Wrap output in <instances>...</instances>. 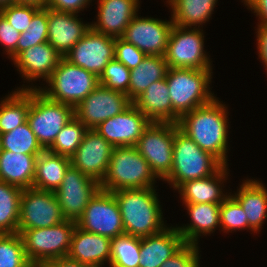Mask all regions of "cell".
<instances>
[{
	"label": "cell",
	"mask_w": 267,
	"mask_h": 267,
	"mask_svg": "<svg viewBox=\"0 0 267 267\" xmlns=\"http://www.w3.org/2000/svg\"><path fill=\"white\" fill-rule=\"evenodd\" d=\"M220 228L227 233L249 229V222L242 206L231 194L220 204Z\"/></svg>",
	"instance_id": "cell-39"
},
{
	"label": "cell",
	"mask_w": 267,
	"mask_h": 267,
	"mask_svg": "<svg viewBox=\"0 0 267 267\" xmlns=\"http://www.w3.org/2000/svg\"><path fill=\"white\" fill-rule=\"evenodd\" d=\"M64 220L55 192L33 187L22 190L18 229L51 227Z\"/></svg>",
	"instance_id": "cell-12"
},
{
	"label": "cell",
	"mask_w": 267,
	"mask_h": 267,
	"mask_svg": "<svg viewBox=\"0 0 267 267\" xmlns=\"http://www.w3.org/2000/svg\"><path fill=\"white\" fill-rule=\"evenodd\" d=\"M100 189V183L72 165L55 192L61 212L66 220L77 221L91 198Z\"/></svg>",
	"instance_id": "cell-13"
},
{
	"label": "cell",
	"mask_w": 267,
	"mask_h": 267,
	"mask_svg": "<svg viewBox=\"0 0 267 267\" xmlns=\"http://www.w3.org/2000/svg\"><path fill=\"white\" fill-rule=\"evenodd\" d=\"M63 58L99 77L115 58V38L90 28Z\"/></svg>",
	"instance_id": "cell-15"
},
{
	"label": "cell",
	"mask_w": 267,
	"mask_h": 267,
	"mask_svg": "<svg viewBox=\"0 0 267 267\" xmlns=\"http://www.w3.org/2000/svg\"><path fill=\"white\" fill-rule=\"evenodd\" d=\"M75 227V221L64 220L51 227L18 229L28 260L43 265L67 257Z\"/></svg>",
	"instance_id": "cell-7"
},
{
	"label": "cell",
	"mask_w": 267,
	"mask_h": 267,
	"mask_svg": "<svg viewBox=\"0 0 267 267\" xmlns=\"http://www.w3.org/2000/svg\"><path fill=\"white\" fill-rule=\"evenodd\" d=\"M133 102L126 93L98 85L74 108L75 117L88 129L126 110Z\"/></svg>",
	"instance_id": "cell-14"
},
{
	"label": "cell",
	"mask_w": 267,
	"mask_h": 267,
	"mask_svg": "<svg viewBox=\"0 0 267 267\" xmlns=\"http://www.w3.org/2000/svg\"><path fill=\"white\" fill-rule=\"evenodd\" d=\"M2 151V142H1V136H0V153Z\"/></svg>",
	"instance_id": "cell-52"
},
{
	"label": "cell",
	"mask_w": 267,
	"mask_h": 267,
	"mask_svg": "<svg viewBox=\"0 0 267 267\" xmlns=\"http://www.w3.org/2000/svg\"><path fill=\"white\" fill-rule=\"evenodd\" d=\"M222 165L175 124L172 170L163 181H167L176 190L184 182L213 175Z\"/></svg>",
	"instance_id": "cell-3"
},
{
	"label": "cell",
	"mask_w": 267,
	"mask_h": 267,
	"mask_svg": "<svg viewBox=\"0 0 267 267\" xmlns=\"http://www.w3.org/2000/svg\"><path fill=\"white\" fill-rule=\"evenodd\" d=\"M139 0H98L97 22L91 24L96 32L121 38L137 15Z\"/></svg>",
	"instance_id": "cell-19"
},
{
	"label": "cell",
	"mask_w": 267,
	"mask_h": 267,
	"mask_svg": "<svg viewBox=\"0 0 267 267\" xmlns=\"http://www.w3.org/2000/svg\"><path fill=\"white\" fill-rule=\"evenodd\" d=\"M244 4L256 13L260 24H267V0H245Z\"/></svg>",
	"instance_id": "cell-47"
},
{
	"label": "cell",
	"mask_w": 267,
	"mask_h": 267,
	"mask_svg": "<svg viewBox=\"0 0 267 267\" xmlns=\"http://www.w3.org/2000/svg\"><path fill=\"white\" fill-rule=\"evenodd\" d=\"M175 124L151 122L135 145L158 179L164 180L172 170Z\"/></svg>",
	"instance_id": "cell-9"
},
{
	"label": "cell",
	"mask_w": 267,
	"mask_h": 267,
	"mask_svg": "<svg viewBox=\"0 0 267 267\" xmlns=\"http://www.w3.org/2000/svg\"><path fill=\"white\" fill-rule=\"evenodd\" d=\"M48 8H40L32 17L26 31L21 33L16 46V57L29 47L47 42Z\"/></svg>",
	"instance_id": "cell-37"
},
{
	"label": "cell",
	"mask_w": 267,
	"mask_h": 267,
	"mask_svg": "<svg viewBox=\"0 0 267 267\" xmlns=\"http://www.w3.org/2000/svg\"><path fill=\"white\" fill-rule=\"evenodd\" d=\"M62 58L49 42H44L22 51L13 63L24 80L32 82L42 78L47 81Z\"/></svg>",
	"instance_id": "cell-21"
},
{
	"label": "cell",
	"mask_w": 267,
	"mask_h": 267,
	"mask_svg": "<svg viewBox=\"0 0 267 267\" xmlns=\"http://www.w3.org/2000/svg\"><path fill=\"white\" fill-rule=\"evenodd\" d=\"M257 49L258 56L267 70V24H259L257 27ZM267 72V71H266Z\"/></svg>",
	"instance_id": "cell-46"
},
{
	"label": "cell",
	"mask_w": 267,
	"mask_h": 267,
	"mask_svg": "<svg viewBox=\"0 0 267 267\" xmlns=\"http://www.w3.org/2000/svg\"><path fill=\"white\" fill-rule=\"evenodd\" d=\"M46 83L49 88L23 85L19 90L38 89L48 99L75 108L99 85V77L62 58Z\"/></svg>",
	"instance_id": "cell-6"
},
{
	"label": "cell",
	"mask_w": 267,
	"mask_h": 267,
	"mask_svg": "<svg viewBox=\"0 0 267 267\" xmlns=\"http://www.w3.org/2000/svg\"><path fill=\"white\" fill-rule=\"evenodd\" d=\"M227 170L228 165H222L213 175L181 184L176 190L183 203L221 204L229 196L227 192L224 194L222 191V184L229 176Z\"/></svg>",
	"instance_id": "cell-25"
},
{
	"label": "cell",
	"mask_w": 267,
	"mask_h": 267,
	"mask_svg": "<svg viewBox=\"0 0 267 267\" xmlns=\"http://www.w3.org/2000/svg\"><path fill=\"white\" fill-rule=\"evenodd\" d=\"M87 131L88 128L74 117L57 134L55 141L47 150L71 158L83 141Z\"/></svg>",
	"instance_id": "cell-36"
},
{
	"label": "cell",
	"mask_w": 267,
	"mask_h": 267,
	"mask_svg": "<svg viewBox=\"0 0 267 267\" xmlns=\"http://www.w3.org/2000/svg\"><path fill=\"white\" fill-rule=\"evenodd\" d=\"M198 244L186 243L160 267H200Z\"/></svg>",
	"instance_id": "cell-42"
},
{
	"label": "cell",
	"mask_w": 267,
	"mask_h": 267,
	"mask_svg": "<svg viewBox=\"0 0 267 267\" xmlns=\"http://www.w3.org/2000/svg\"><path fill=\"white\" fill-rule=\"evenodd\" d=\"M47 0H13V3L19 5H29L37 8H45V2Z\"/></svg>",
	"instance_id": "cell-49"
},
{
	"label": "cell",
	"mask_w": 267,
	"mask_h": 267,
	"mask_svg": "<svg viewBox=\"0 0 267 267\" xmlns=\"http://www.w3.org/2000/svg\"><path fill=\"white\" fill-rule=\"evenodd\" d=\"M130 70L116 58L112 59L99 76V85L128 95Z\"/></svg>",
	"instance_id": "cell-40"
},
{
	"label": "cell",
	"mask_w": 267,
	"mask_h": 267,
	"mask_svg": "<svg viewBox=\"0 0 267 267\" xmlns=\"http://www.w3.org/2000/svg\"><path fill=\"white\" fill-rule=\"evenodd\" d=\"M78 15L69 12H60L48 8V39L62 57L91 28V24L83 23Z\"/></svg>",
	"instance_id": "cell-20"
},
{
	"label": "cell",
	"mask_w": 267,
	"mask_h": 267,
	"mask_svg": "<svg viewBox=\"0 0 267 267\" xmlns=\"http://www.w3.org/2000/svg\"><path fill=\"white\" fill-rule=\"evenodd\" d=\"M154 187L113 191L125 234L147 237L163 231V212Z\"/></svg>",
	"instance_id": "cell-2"
},
{
	"label": "cell",
	"mask_w": 267,
	"mask_h": 267,
	"mask_svg": "<svg viewBox=\"0 0 267 267\" xmlns=\"http://www.w3.org/2000/svg\"><path fill=\"white\" fill-rule=\"evenodd\" d=\"M109 267H139L140 237L122 234L111 239Z\"/></svg>",
	"instance_id": "cell-34"
},
{
	"label": "cell",
	"mask_w": 267,
	"mask_h": 267,
	"mask_svg": "<svg viewBox=\"0 0 267 267\" xmlns=\"http://www.w3.org/2000/svg\"><path fill=\"white\" fill-rule=\"evenodd\" d=\"M187 207L191 223L178 226L177 230L182 235L185 243L198 244V239L203 234H211L216 227H220V204L213 203H183Z\"/></svg>",
	"instance_id": "cell-26"
},
{
	"label": "cell",
	"mask_w": 267,
	"mask_h": 267,
	"mask_svg": "<svg viewBox=\"0 0 267 267\" xmlns=\"http://www.w3.org/2000/svg\"><path fill=\"white\" fill-rule=\"evenodd\" d=\"M2 142V150H8L13 153L39 155L45 149L38 142L37 137L31 130L26 121L11 132L0 134Z\"/></svg>",
	"instance_id": "cell-35"
},
{
	"label": "cell",
	"mask_w": 267,
	"mask_h": 267,
	"mask_svg": "<svg viewBox=\"0 0 267 267\" xmlns=\"http://www.w3.org/2000/svg\"><path fill=\"white\" fill-rule=\"evenodd\" d=\"M70 166L71 158L44 150L36 159L33 188L56 191Z\"/></svg>",
	"instance_id": "cell-29"
},
{
	"label": "cell",
	"mask_w": 267,
	"mask_h": 267,
	"mask_svg": "<svg viewBox=\"0 0 267 267\" xmlns=\"http://www.w3.org/2000/svg\"><path fill=\"white\" fill-rule=\"evenodd\" d=\"M37 156L2 150L0 153V181L22 190L32 188Z\"/></svg>",
	"instance_id": "cell-28"
},
{
	"label": "cell",
	"mask_w": 267,
	"mask_h": 267,
	"mask_svg": "<svg viewBox=\"0 0 267 267\" xmlns=\"http://www.w3.org/2000/svg\"><path fill=\"white\" fill-rule=\"evenodd\" d=\"M202 31L173 25L164 55L169 68L212 69V61L204 51Z\"/></svg>",
	"instance_id": "cell-10"
},
{
	"label": "cell",
	"mask_w": 267,
	"mask_h": 267,
	"mask_svg": "<svg viewBox=\"0 0 267 267\" xmlns=\"http://www.w3.org/2000/svg\"><path fill=\"white\" fill-rule=\"evenodd\" d=\"M232 196L242 206L249 222V230L259 232L267 219V189L263 183L255 179L244 180Z\"/></svg>",
	"instance_id": "cell-27"
},
{
	"label": "cell",
	"mask_w": 267,
	"mask_h": 267,
	"mask_svg": "<svg viewBox=\"0 0 267 267\" xmlns=\"http://www.w3.org/2000/svg\"><path fill=\"white\" fill-rule=\"evenodd\" d=\"M168 68L165 56L146 55L136 68L130 70L129 99L133 102L150 84L166 78Z\"/></svg>",
	"instance_id": "cell-31"
},
{
	"label": "cell",
	"mask_w": 267,
	"mask_h": 267,
	"mask_svg": "<svg viewBox=\"0 0 267 267\" xmlns=\"http://www.w3.org/2000/svg\"><path fill=\"white\" fill-rule=\"evenodd\" d=\"M74 117L73 106L52 101L38 89H30L27 121L45 150L53 144L57 134Z\"/></svg>",
	"instance_id": "cell-8"
},
{
	"label": "cell",
	"mask_w": 267,
	"mask_h": 267,
	"mask_svg": "<svg viewBox=\"0 0 267 267\" xmlns=\"http://www.w3.org/2000/svg\"><path fill=\"white\" fill-rule=\"evenodd\" d=\"M113 146L94 129H88L71 157V165L99 183L105 177Z\"/></svg>",
	"instance_id": "cell-18"
},
{
	"label": "cell",
	"mask_w": 267,
	"mask_h": 267,
	"mask_svg": "<svg viewBox=\"0 0 267 267\" xmlns=\"http://www.w3.org/2000/svg\"><path fill=\"white\" fill-rule=\"evenodd\" d=\"M185 241L176 227H166L160 233L140 238L139 267H160L178 252Z\"/></svg>",
	"instance_id": "cell-22"
},
{
	"label": "cell",
	"mask_w": 267,
	"mask_h": 267,
	"mask_svg": "<svg viewBox=\"0 0 267 267\" xmlns=\"http://www.w3.org/2000/svg\"><path fill=\"white\" fill-rule=\"evenodd\" d=\"M212 69L168 68L166 82L173 110L181 117L211 102Z\"/></svg>",
	"instance_id": "cell-5"
},
{
	"label": "cell",
	"mask_w": 267,
	"mask_h": 267,
	"mask_svg": "<svg viewBox=\"0 0 267 267\" xmlns=\"http://www.w3.org/2000/svg\"><path fill=\"white\" fill-rule=\"evenodd\" d=\"M40 8L12 3L0 8V14L20 33L27 30L33 15Z\"/></svg>",
	"instance_id": "cell-41"
},
{
	"label": "cell",
	"mask_w": 267,
	"mask_h": 267,
	"mask_svg": "<svg viewBox=\"0 0 267 267\" xmlns=\"http://www.w3.org/2000/svg\"><path fill=\"white\" fill-rule=\"evenodd\" d=\"M110 247V238L84 231L76 225L67 257L81 264L102 267L110 261Z\"/></svg>",
	"instance_id": "cell-23"
},
{
	"label": "cell",
	"mask_w": 267,
	"mask_h": 267,
	"mask_svg": "<svg viewBox=\"0 0 267 267\" xmlns=\"http://www.w3.org/2000/svg\"><path fill=\"white\" fill-rule=\"evenodd\" d=\"M28 262L20 234H0V267H23Z\"/></svg>",
	"instance_id": "cell-38"
},
{
	"label": "cell",
	"mask_w": 267,
	"mask_h": 267,
	"mask_svg": "<svg viewBox=\"0 0 267 267\" xmlns=\"http://www.w3.org/2000/svg\"><path fill=\"white\" fill-rule=\"evenodd\" d=\"M12 3H13V0H0V8L7 6V5H10Z\"/></svg>",
	"instance_id": "cell-51"
},
{
	"label": "cell",
	"mask_w": 267,
	"mask_h": 267,
	"mask_svg": "<svg viewBox=\"0 0 267 267\" xmlns=\"http://www.w3.org/2000/svg\"><path fill=\"white\" fill-rule=\"evenodd\" d=\"M91 2L92 0H47L45 7L55 11L77 14Z\"/></svg>",
	"instance_id": "cell-45"
},
{
	"label": "cell",
	"mask_w": 267,
	"mask_h": 267,
	"mask_svg": "<svg viewBox=\"0 0 267 267\" xmlns=\"http://www.w3.org/2000/svg\"><path fill=\"white\" fill-rule=\"evenodd\" d=\"M22 189L0 181V234L18 233Z\"/></svg>",
	"instance_id": "cell-33"
},
{
	"label": "cell",
	"mask_w": 267,
	"mask_h": 267,
	"mask_svg": "<svg viewBox=\"0 0 267 267\" xmlns=\"http://www.w3.org/2000/svg\"><path fill=\"white\" fill-rule=\"evenodd\" d=\"M150 123L132 103L126 110L103 121L94 130L113 147L135 146Z\"/></svg>",
	"instance_id": "cell-17"
},
{
	"label": "cell",
	"mask_w": 267,
	"mask_h": 267,
	"mask_svg": "<svg viewBox=\"0 0 267 267\" xmlns=\"http://www.w3.org/2000/svg\"><path fill=\"white\" fill-rule=\"evenodd\" d=\"M228 110L216 97L209 103L183 114L177 125L202 150L227 164Z\"/></svg>",
	"instance_id": "cell-1"
},
{
	"label": "cell",
	"mask_w": 267,
	"mask_h": 267,
	"mask_svg": "<svg viewBox=\"0 0 267 267\" xmlns=\"http://www.w3.org/2000/svg\"><path fill=\"white\" fill-rule=\"evenodd\" d=\"M20 36L21 33L0 14V43L4 46L8 58L12 60L16 58V46Z\"/></svg>",
	"instance_id": "cell-44"
},
{
	"label": "cell",
	"mask_w": 267,
	"mask_h": 267,
	"mask_svg": "<svg viewBox=\"0 0 267 267\" xmlns=\"http://www.w3.org/2000/svg\"><path fill=\"white\" fill-rule=\"evenodd\" d=\"M43 267H92V266L81 264L80 262L72 260L68 257H62L44 263Z\"/></svg>",
	"instance_id": "cell-48"
},
{
	"label": "cell",
	"mask_w": 267,
	"mask_h": 267,
	"mask_svg": "<svg viewBox=\"0 0 267 267\" xmlns=\"http://www.w3.org/2000/svg\"><path fill=\"white\" fill-rule=\"evenodd\" d=\"M173 25L172 19L163 21L153 17H138L137 14L121 38L145 55L164 56Z\"/></svg>",
	"instance_id": "cell-16"
},
{
	"label": "cell",
	"mask_w": 267,
	"mask_h": 267,
	"mask_svg": "<svg viewBox=\"0 0 267 267\" xmlns=\"http://www.w3.org/2000/svg\"><path fill=\"white\" fill-rule=\"evenodd\" d=\"M157 177L135 146L114 147L100 189L109 192L121 189L155 187Z\"/></svg>",
	"instance_id": "cell-4"
},
{
	"label": "cell",
	"mask_w": 267,
	"mask_h": 267,
	"mask_svg": "<svg viewBox=\"0 0 267 267\" xmlns=\"http://www.w3.org/2000/svg\"><path fill=\"white\" fill-rule=\"evenodd\" d=\"M146 55L122 38H115V58L129 70L138 66Z\"/></svg>",
	"instance_id": "cell-43"
},
{
	"label": "cell",
	"mask_w": 267,
	"mask_h": 267,
	"mask_svg": "<svg viewBox=\"0 0 267 267\" xmlns=\"http://www.w3.org/2000/svg\"><path fill=\"white\" fill-rule=\"evenodd\" d=\"M218 0H167L172 9L173 24L185 28H200L209 21ZM198 26V27H196Z\"/></svg>",
	"instance_id": "cell-30"
},
{
	"label": "cell",
	"mask_w": 267,
	"mask_h": 267,
	"mask_svg": "<svg viewBox=\"0 0 267 267\" xmlns=\"http://www.w3.org/2000/svg\"><path fill=\"white\" fill-rule=\"evenodd\" d=\"M133 104L151 121L178 123L180 116L173 110L166 78L153 82Z\"/></svg>",
	"instance_id": "cell-24"
},
{
	"label": "cell",
	"mask_w": 267,
	"mask_h": 267,
	"mask_svg": "<svg viewBox=\"0 0 267 267\" xmlns=\"http://www.w3.org/2000/svg\"><path fill=\"white\" fill-rule=\"evenodd\" d=\"M30 89L10 93L0 102V134L11 132L27 121Z\"/></svg>",
	"instance_id": "cell-32"
},
{
	"label": "cell",
	"mask_w": 267,
	"mask_h": 267,
	"mask_svg": "<svg viewBox=\"0 0 267 267\" xmlns=\"http://www.w3.org/2000/svg\"><path fill=\"white\" fill-rule=\"evenodd\" d=\"M23 267H43L42 264L37 263V262H33V261H29L26 265H24Z\"/></svg>",
	"instance_id": "cell-50"
},
{
	"label": "cell",
	"mask_w": 267,
	"mask_h": 267,
	"mask_svg": "<svg viewBox=\"0 0 267 267\" xmlns=\"http://www.w3.org/2000/svg\"><path fill=\"white\" fill-rule=\"evenodd\" d=\"M76 225L84 231L110 239L125 233L118 203L112 192L99 189Z\"/></svg>",
	"instance_id": "cell-11"
}]
</instances>
